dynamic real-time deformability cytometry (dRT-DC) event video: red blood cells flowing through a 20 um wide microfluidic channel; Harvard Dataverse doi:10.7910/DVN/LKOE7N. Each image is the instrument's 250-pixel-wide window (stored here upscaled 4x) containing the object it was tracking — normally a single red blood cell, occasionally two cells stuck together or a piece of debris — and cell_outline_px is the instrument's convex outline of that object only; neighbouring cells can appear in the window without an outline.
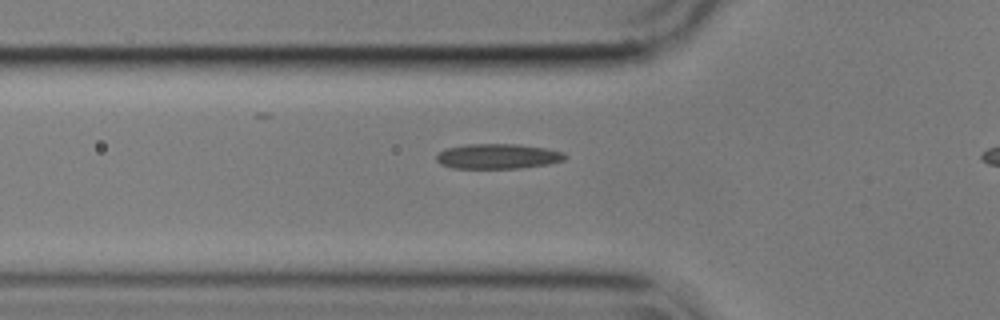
{"species": "common noctule bat (a hibernating species)", "species_latin": "Nyctalus noctula", "temperature_condition": "cold", "stored_images_in_passage": 41, "camera_frame_rate_fps": 3000, "um_per_image_px": 0.085, "animal": {"sex": "male", "body_mass_g": 17.9}, "frame": {"image": 1, "passage_image": 11, "time_ms": 3.333, "image_size_px": [1000, 320], "cell_outline_px": [[568, 156], [564, 160], [548, 164], [520, 168], [452, 168], [440, 164], [436, 160], [436, 156], [440, 152], [448, 148], [464, 144], [516, 144], [544, 148], [564, 152]], "centroid_in_image_um": [42.32, 13.29], "position_along_channel_um": 83.5, "area_um2": 18.73}}
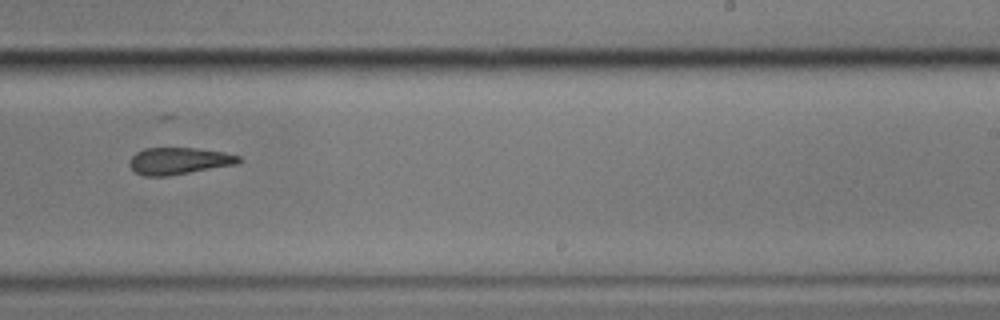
{"frame": {"image": 2, "passage_image": 27, "time_ms": 8.667, "image_size_px": [1000, 320], "cell_outline_px": [[244, 160], [240, 164], [168, 176], [144, 176], [136, 172], [128, 164], [132, 156], [136, 152], [144, 148], [196, 148], [224, 152], [240, 156]], "centroid_in_image_um": [15.26, 13.68], "position_along_channel_um": 273.7, "area_um2": 17.34}}
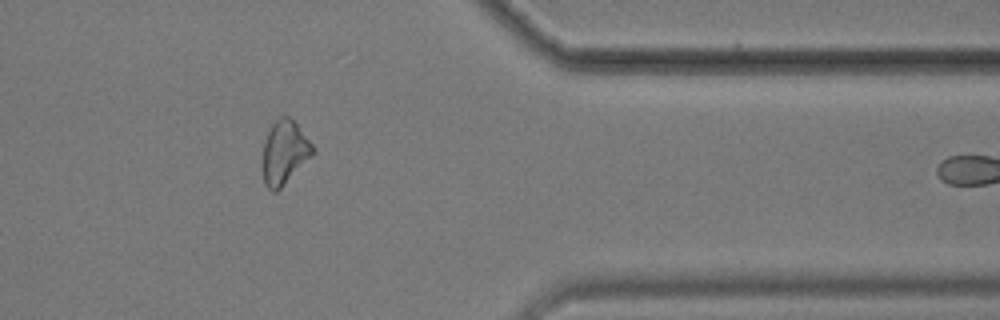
{"frame": {"image": 3, "passage_image": 38, "time_ms": 12.333, "image_size_px": [1000, 320], "cell_outline_px": [[316, 152], [276, 192], [272, 192], [264, 184], [260, 168], [260, 164], [264, 140], [272, 124], [280, 116], [288, 116], [296, 124], [316, 148]], "centroid_in_image_um": [24.13, 12.99], "position_along_channel_um": 387.3, "area_um2": 18.96}, "authors_computed_cell_mechanics": {"area_um2": 18.3804, "velocity_mm_per_s": 3.5601, "shape_relaxation_time_tau1_ms": null, "shape_relaxation_time_tau2_ms": 4.5318, "deformation_change_tau1": null, "deformation_change_tau2": 0.128}}